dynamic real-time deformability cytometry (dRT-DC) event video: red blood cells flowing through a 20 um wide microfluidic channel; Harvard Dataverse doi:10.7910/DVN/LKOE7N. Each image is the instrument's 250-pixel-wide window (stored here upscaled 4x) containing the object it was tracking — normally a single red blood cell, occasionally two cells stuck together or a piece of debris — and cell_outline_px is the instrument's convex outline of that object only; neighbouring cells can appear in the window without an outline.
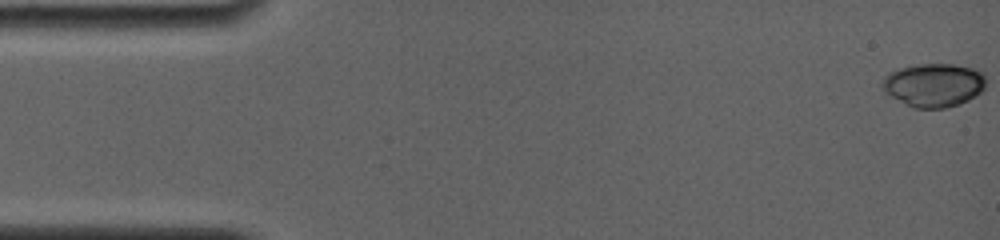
{"species": "common noctule bat (a hibernating species)", "species_latin": "Nyctalus noctula", "temperature_condition": "room temperature", "stored_images_in_passage": 79, "camera_frame_rate_fps": 4000, "um_per_image_px": 0.085, "animal": {"sex": "female", "body_mass_g": 19.0, "forearm_length_mm": 56.7}, "frame": {"image": 1, "passage_image": 1, "time_ms": 0.0, "image_size_px": [1000, 240], "cell_outline_px": [[984, 88], [980, 92], [968, 100], [944, 108], [916, 108], [892, 96], [880, 88], [880, 84], [884, 76], [900, 68], [920, 64], [952, 64], [972, 68], [980, 72], [984, 76]], "centroid_in_image_um": [79.34, 7.22], "position_along_channel_um": 5.7, "area_um2": 25.78}}
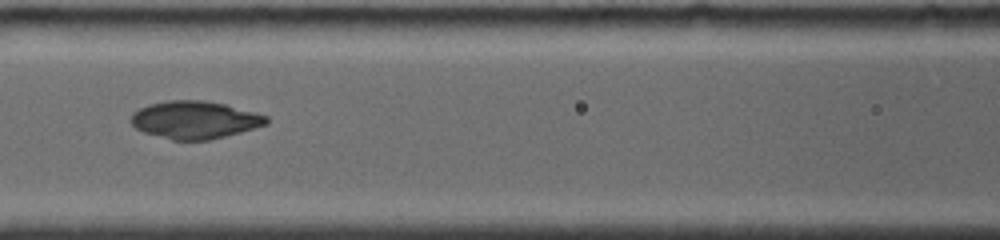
{"frame": {"image": 2, "passage_image": 36, "time_ms": 7.25, "image_size_px": [1000, 240], "cell_outline_px": [[268, 124], [240, 132], [208, 140], [172, 140], [144, 132], [136, 128], [132, 124], [132, 112], [148, 104], [168, 100], [204, 100], [224, 104], [268, 116]], "centroid_in_image_um": [16.54, 10.18], "position_along_channel_um": 150.1, "area_um2": 29.48}}
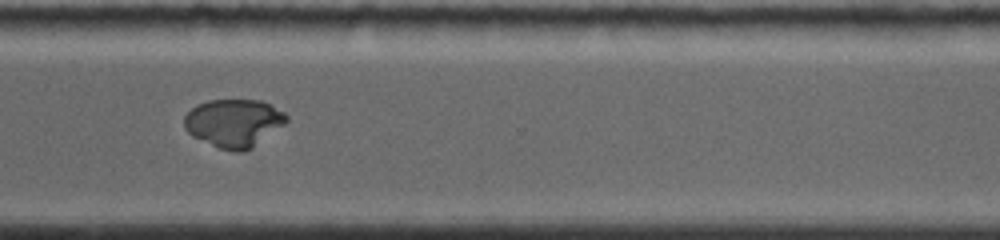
{"frame": {"image": 3, "passage_image": 78, "time_ms": 12.5, "image_size_px": [1000, 240], "cell_outline_px": [[288, 120], [284, 124], [252, 148], [244, 152], [236, 152], [220, 148], [192, 136], [184, 128], [184, 116], [196, 104], [208, 100], [260, 100], [284, 112], [288, 116]], "centroid_in_image_um": [19.86, 10.45], "position_along_channel_um": 350.7, "area_um2": 28.5}}